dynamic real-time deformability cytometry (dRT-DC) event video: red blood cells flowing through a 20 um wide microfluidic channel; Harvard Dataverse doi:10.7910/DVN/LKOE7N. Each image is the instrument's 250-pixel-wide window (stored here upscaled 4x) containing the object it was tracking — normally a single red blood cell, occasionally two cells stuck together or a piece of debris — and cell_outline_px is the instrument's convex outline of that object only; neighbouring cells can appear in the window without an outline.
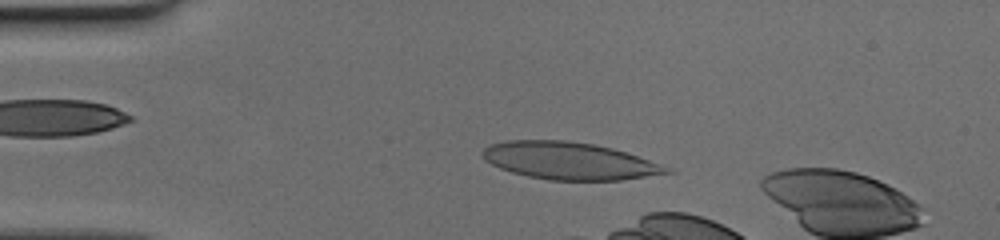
{"species": "human", "species_latin": "Homo sapiens", "temperature_condition": "cold", "stored_images_in_passage": 7, "camera_frame_rate_fps": 3000, "um_per_image_px": 0.085, "donor": {"sex": "female"}, "frame": {"image": 1, "passage_image": 3, "time_ms": 0.667, "image_size_px": [1000, 240], "cell_outline_px": [[676, 172], [620, 180], [548, 180], [528, 176], [512, 172], [500, 168], [484, 160], [480, 152], [488, 144], [508, 140], [568, 140], [592, 144], [612, 148], [672, 168]], "centroid_in_image_um": [48.35, 13.67], "position_along_channel_um": 36.7, "area_um2": 40.0}}